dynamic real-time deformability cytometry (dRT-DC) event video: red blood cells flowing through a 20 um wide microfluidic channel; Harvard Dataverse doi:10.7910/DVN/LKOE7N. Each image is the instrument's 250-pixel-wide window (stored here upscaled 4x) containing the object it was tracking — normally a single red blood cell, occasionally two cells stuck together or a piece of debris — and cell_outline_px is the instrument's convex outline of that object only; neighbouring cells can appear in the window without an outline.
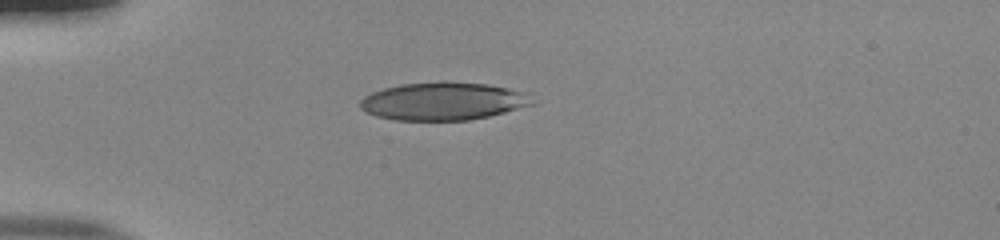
{"species": "human", "species_latin": "Homo sapiens", "temperature_condition": "room temperature", "stored_images_in_passage": 39, "camera_frame_rate_fps": 3000, "um_per_image_px": 0.085, "donor": {"sex": "male"}, "frame": {"image": 1, "passage_image": 1, "time_ms": 0.0, "image_size_px": [1000, 240], "cell_outline_px": [[536, 104], [488, 116], [468, 120], [396, 120], [376, 116], [360, 108], [360, 100], [364, 96], [372, 92], [384, 88], [400, 84], [440, 80], [444, 80], [488, 84], [532, 92]], "centroid_in_image_um": [37.75, 8.57], "position_along_channel_um": 47.3, "area_um2": 38.73}}
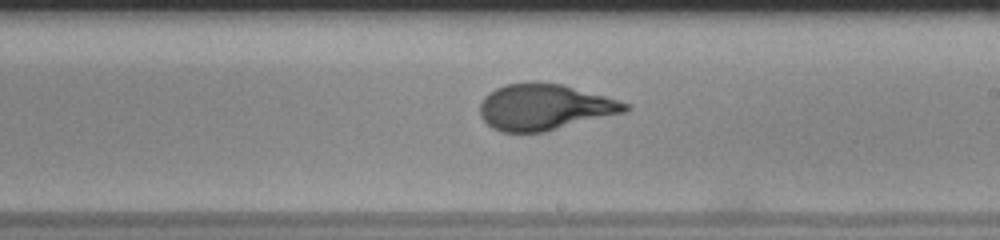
{"frame": {"image": 2, "passage_image": 18, "time_ms": 5.667, "image_size_px": [1000, 240], "cell_outline_px": [[632, 108], [624, 112], [544, 132], [500, 132], [492, 128], [480, 116], [480, 104], [484, 96], [488, 92], [504, 84], [560, 84], [604, 96], [628, 104]], "centroid_in_image_um": [46.24, 9.13], "position_along_channel_um": 242.8, "area_um2": 38.15}}
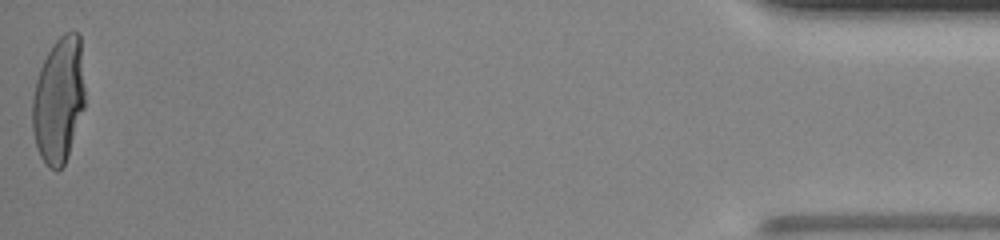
{"frame": {"image": 3, "passage_image": 39, "time_ms": 12.667, "image_size_px": [1000, 240], "cell_outline_px": [[84, 108], [68, 156], [64, 164], [56, 172], [48, 168], [40, 156], [36, 144], [32, 128], [32, 100], [36, 80], [40, 68], [48, 52], [56, 40], [64, 32], [80, 32], [84, 88]], "centroid_in_image_um": [4.99, 8.52], "position_along_channel_um": 430.2, "area_um2": 38.67}, "authors_computed_cell_mechanics": {"area_um2": 38.5526, "velocity_mm_per_s": 3.9017, "shape_relaxation_time_tau1_ms": 6.1686, "shape_relaxation_time_tau2_ms": null, "deformation_change_tau1": 0.2842, "deformation_change_tau2": null}}